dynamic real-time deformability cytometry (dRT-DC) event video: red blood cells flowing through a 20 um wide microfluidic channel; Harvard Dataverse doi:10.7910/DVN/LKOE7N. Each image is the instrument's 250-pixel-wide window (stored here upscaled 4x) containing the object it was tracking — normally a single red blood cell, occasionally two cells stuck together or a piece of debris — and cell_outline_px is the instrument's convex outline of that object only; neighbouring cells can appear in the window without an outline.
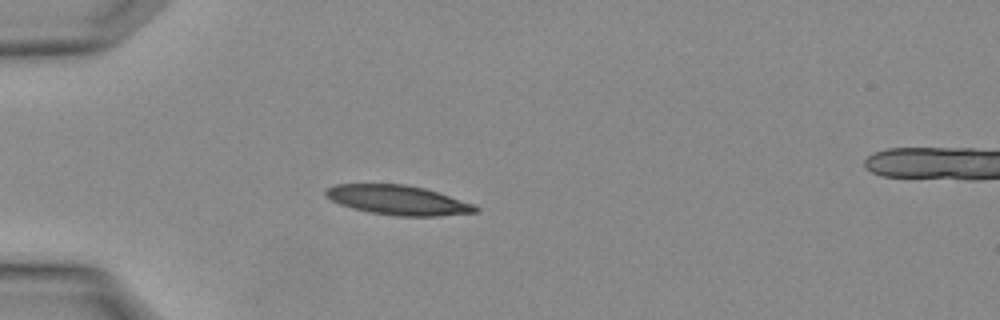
{"species": "Egyptian fruit bat (a non-hibernating species)", "species_latin": "Rousettus aegyptiacus", "temperature_condition": "warm", "stored_images_in_passage": 3, "camera_frame_rate_fps": 3000, "um_per_image_px": 0.085, "animal": {"sex": "female"}, "frame": {"image": 1, "passage_image": 2, "time_ms": 0.333, "image_size_px": [1000, 320], "cell_outline_px": [[480, 208], [476, 212], [440, 216], [396, 216], [372, 212], [352, 208], [340, 204], [324, 196], [324, 192], [328, 188], [336, 184], [404, 184], [424, 188], [472, 204]], "centroid_in_image_um": [33.79, 17.01], "position_along_channel_um": 51.2, "area_um2": 25.43}}